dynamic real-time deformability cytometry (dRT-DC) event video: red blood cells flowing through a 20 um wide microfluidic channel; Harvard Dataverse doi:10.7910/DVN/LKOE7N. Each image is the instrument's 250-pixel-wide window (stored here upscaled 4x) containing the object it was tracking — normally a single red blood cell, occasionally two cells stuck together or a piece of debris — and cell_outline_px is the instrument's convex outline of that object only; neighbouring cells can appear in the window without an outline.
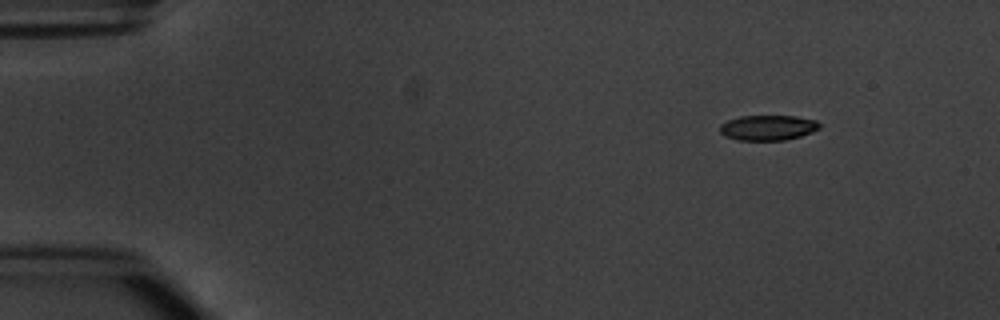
{"species": "common noctule bat (a hibernating species)", "species_latin": "Nyctalus noctula", "temperature_condition": "warm", "stored_images_in_passage": 7, "camera_frame_rate_fps": 3000, "um_per_image_px": 0.085, "animal": {"sex": "male", "body_mass_g": 20.1, "forearm_length_mm": 53.5}, "frame": {"image": 1, "passage_image": 1, "time_ms": 0.0, "image_size_px": [1000, 320], "cell_outline_px": [[820, 128], [812, 132], [800, 136], [784, 140], [740, 140], [724, 136], [720, 132], [720, 124], [728, 120], [740, 116], [796, 116], [816, 120], [820, 124]], "centroid_in_image_um": [65.27, 10.85], "position_along_channel_um": 19.7, "area_um2": 14.62}}
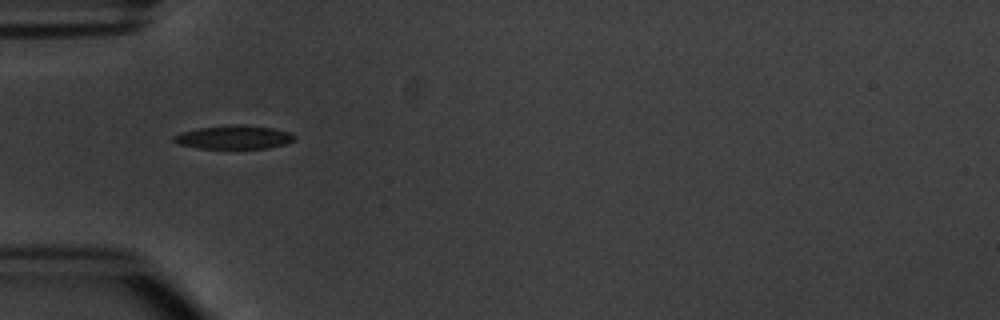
{"frame": {"image": 2, "passage_image": 4, "time_ms": 3.667, "image_size_px": [1000, 320], "cell_outline_px": [[296, 140], [284, 144], [268, 148], [200, 148], [176, 144], [172, 140], [172, 136], [184, 132], [200, 128], [240, 124], [244, 124], [272, 128], [288, 132], [296, 136]], "centroid_in_image_um": [19.89, 11.67], "position_along_channel_um": 65.1, "area_um2": 16.42}}
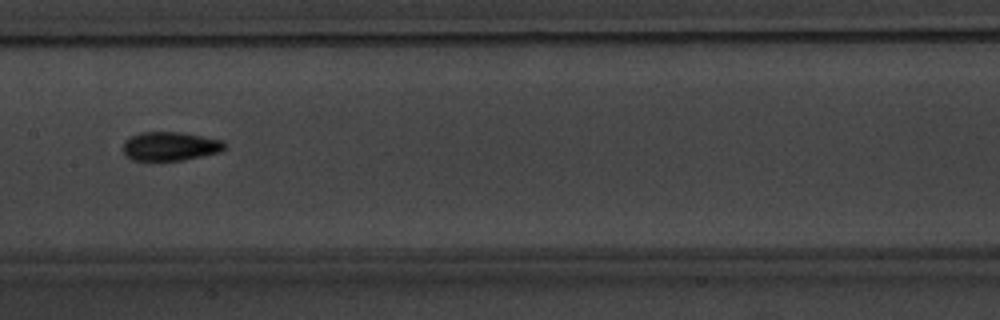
{"frame": {"image": 3, "passage_image": 7, "time_ms": 7.0, "image_size_px": [1000, 320], "cell_outline_px": [[228, 148], [220, 152], [184, 160], [132, 160], [124, 156], [124, 140], [140, 132], [180, 132], [224, 140], [228, 144]], "centroid_in_image_um": [14.51, 12.43], "position_along_channel_um": 192.9, "area_um2": 17.28}}